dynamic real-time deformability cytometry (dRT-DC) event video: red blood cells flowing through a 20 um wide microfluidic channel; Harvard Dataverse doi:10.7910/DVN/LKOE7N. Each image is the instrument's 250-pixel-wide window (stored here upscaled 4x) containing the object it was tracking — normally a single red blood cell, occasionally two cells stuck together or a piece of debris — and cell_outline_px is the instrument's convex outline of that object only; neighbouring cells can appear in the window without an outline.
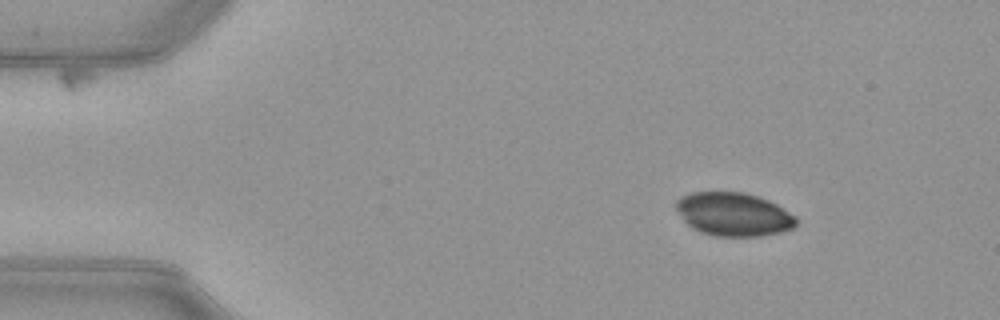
{"species": "common noctule bat (a hibernating species)", "species_latin": "Nyctalus noctula", "temperature_condition": "warm", "stored_images_in_passage": 51, "camera_frame_rate_fps": 3000, "um_per_image_px": 0.085, "animal": {"sex": "female", "body_mass_g": 21.9}, "frame": {"image": 1, "passage_image": 7, "time_ms": 2.0, "image_size_px": [1000, 320], "cell_outline_px": [[796, 224], [792, 228], [780, 232], [760, 236], [716, 236], [700, 232], [692, 228], [684, 220], [676, 208], [676, 200], [680, 196], [692, 192], [744, 192], [768, 200], [776, 204], [796, 216]], "centroid_in_image_um": [62.34, 18.21], "position_along_channel_um": 22.7, "area_um2": 30.29}}
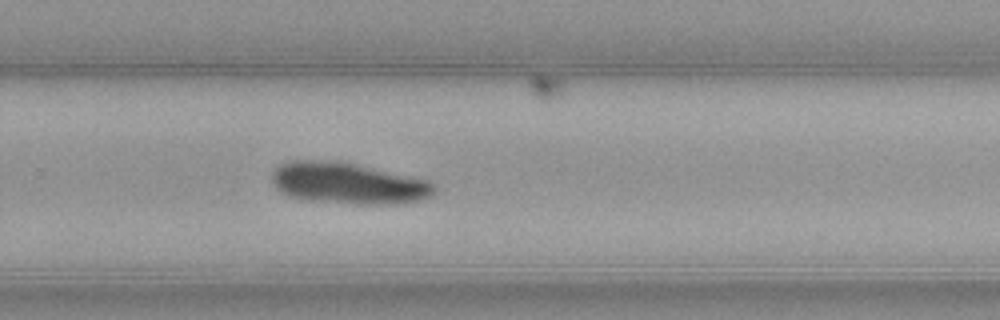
{"frame": {"image": 2, "passage_image": 34, "time_ms": 11.0, "image_size_px": [1000, 320], "cell_outline_px": [[436, 192], [420, 200], [400, 204], [356, 204], [308, 200], [288, 196], [280, 192], [276, 188], [272, 180], [272, 172], [280, 164], [292, 160], [336, 160], [428, 180], [436, 188]], "centroid_in_image_um": [29.55, 15.58], "position_along_channel_um": 300.2, "area_um2": 39.13}}
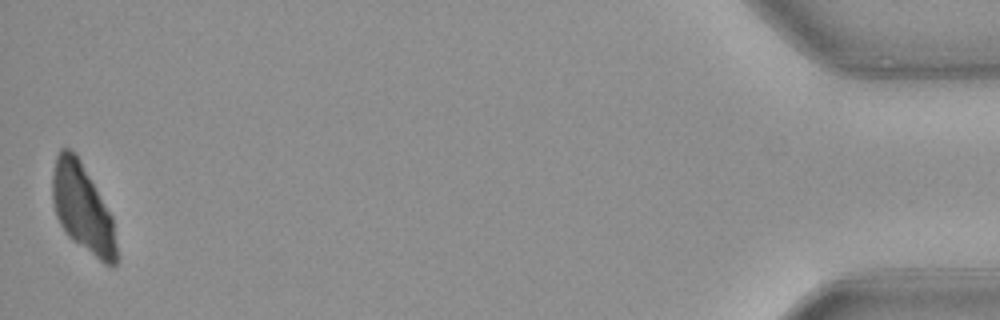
{"frame": {"image": 3, "passage_image": 51, "time_ms": 16.667, "image_size_px": [1000, 320], "cell_outline_px": [[120, 256], [116, 264], [112, 268], [104, 264], [72, 240], [68, 236], [60, 224], [56, 216], [52, 200], [52, 176], [56, 156], [60, 148], [68, 148], [76, 156], [112, 216]], "centroid_in_image_um": [7.04, 17.81], "position_along_channel_um": 428.2, "area_um2": 32.83}}